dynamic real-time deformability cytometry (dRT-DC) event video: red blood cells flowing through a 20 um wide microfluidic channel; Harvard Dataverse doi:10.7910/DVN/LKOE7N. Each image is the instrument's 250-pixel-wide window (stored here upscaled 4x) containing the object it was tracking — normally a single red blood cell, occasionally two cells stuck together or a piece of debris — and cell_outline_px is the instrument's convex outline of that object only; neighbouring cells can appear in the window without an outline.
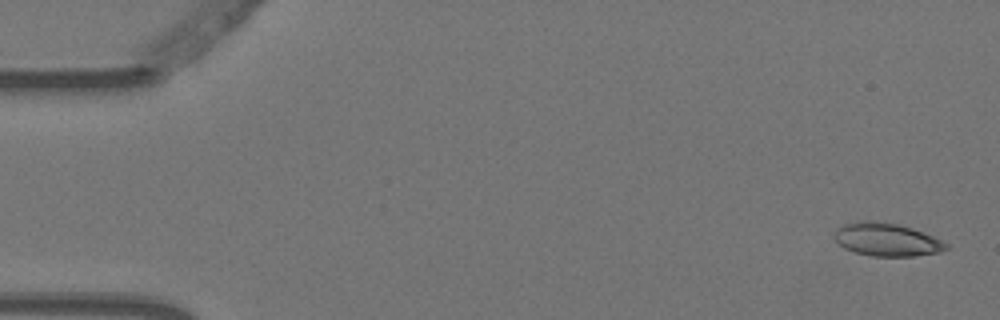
{"species": "Egyptian fruit bat (a non-hibernating species)", "species_latin": "Rousettus aegyptiacus", "temperature_condition": "warm", "stored_images_in_passage": 7, "camera_frame_rate_fps": 3000, "um_per_image_px": 0.085, "animal": {"sex": "female"}, "frame": {"image": 1, "passage_image": 1, "time_ms": 0.0, "image_size_px": [1000, 320], "cell_outline_px": [[948, 248], [940, 252], [916, 256], [872, 256], [856, 252], [844, 248], [832, 236], [836, 228], [844, 224], [864, 220], [868, 220], [896, 224], [912, 228], [932, 236], [948, 244]], "centroid_in_image_um": [75.35, 20.37], "position_along_channel_um": 9.7, "area_um2": 21.39}}
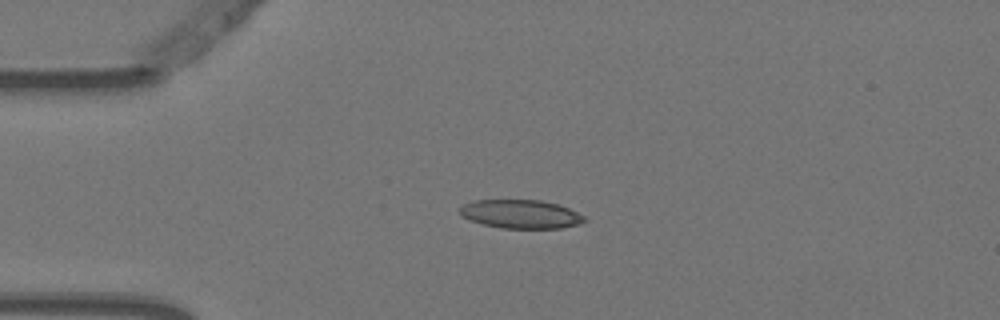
{"frame": {"image": 2, "passage_image": 4, "time_ms": 1.0, "image_size_px": [1000, 320], "cell_outline_px": [[588, 220], [580, 224], [560, 228], [500, 228], [468, 220], [460, 216], [460, 208], [464, 204], [472, 200], [540, 200], [556, 204], [568, 208], [584, 216]], "centroid_in_image_um": [44.24, 18.2], "position_along_channel_um": 40.8, "area_um2": 20.81}}
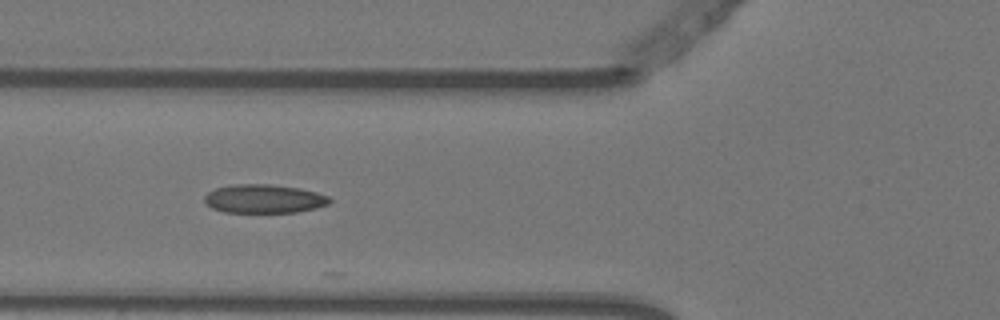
{"frame": {"image": 3, "passage_image": 6, "time_ms": 1.667, "image_size_px": [1000, 320], "cell_outline_px": [[332, 200], [328, 204], [316, 208], [296, 212], [224, 212], [212, 208], [204, 200], [204, 196], [208, 192], [216, 188], [232, 184], [268, 184], [300, 188], [316, 192], [328, 196]], "centroid_in_image_um": [22.44, 16.89], "position_along_channel_um": 103.4, "area_um2": 20.87}}